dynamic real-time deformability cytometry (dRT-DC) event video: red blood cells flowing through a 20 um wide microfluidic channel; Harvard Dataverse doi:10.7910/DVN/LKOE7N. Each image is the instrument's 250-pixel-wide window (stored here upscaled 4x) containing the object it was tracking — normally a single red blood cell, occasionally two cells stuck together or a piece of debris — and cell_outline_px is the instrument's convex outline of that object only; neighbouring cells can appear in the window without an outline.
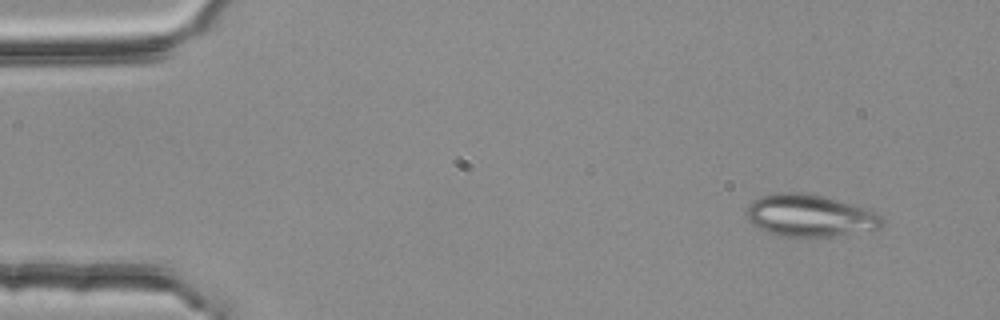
{"species": "common noctule bat (a hibernating species)", "species_latin": "Nyctalus noctula", "temperature_condition": "room temperature", "stored_images_in_passage": 4, "camera_frame_rate_fps": 3000, "um_per_image_px": 0.085, "animal": {"sex": "female", "body_mass_g": 25.1}, "frame": {"image": 1, "passage_image": 1, "time_ms": 0.0, "image_size_px": [1000, 320], "cell_outline_px": [[888, 224], [884, 228], [828, 236], [784, 236], [764, 232], [752, 224], [748, 220], [744, 212], [748, 204], [752, 200], [760, 196], [776, 192], [796, 192], [820, 196], [836, 200], [872, 212], [880, 216]], "centroid_in_image_um": [68.75, 18.33], "position_along_channel_um": 16.2, "area_um2": 33.0}}